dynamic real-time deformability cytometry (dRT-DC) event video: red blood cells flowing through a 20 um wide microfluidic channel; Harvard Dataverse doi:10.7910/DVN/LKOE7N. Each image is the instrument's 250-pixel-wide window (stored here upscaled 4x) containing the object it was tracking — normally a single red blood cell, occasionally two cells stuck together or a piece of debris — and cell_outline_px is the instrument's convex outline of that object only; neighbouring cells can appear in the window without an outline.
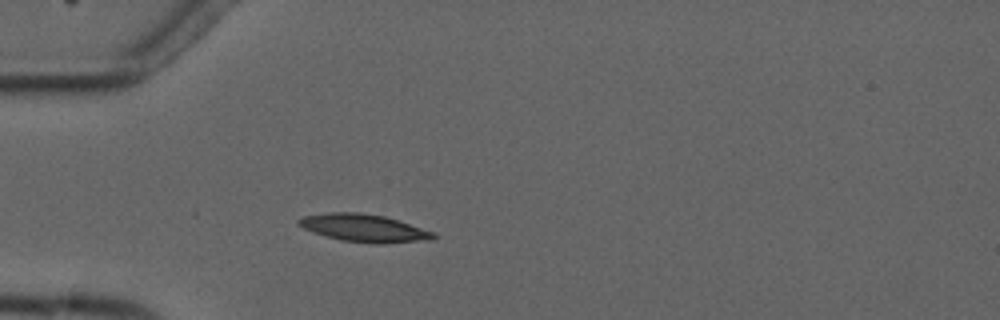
{"species": "common noctule bat (a hibernating species)", "species_latin": "Nyctalus noctula", "temperature_condition": "cold", "stored_images_in_passage": 3, "camera_frame_rate_fps": 3000, "um_per_image_px": 0.085, "animal": {"sex": "male", "forearm_length_mm": 52.5}, "frame": {"image": 1, "passage_image": 3, "time_ms": 2.333, "image_size_px": [1000, 320], "cell_outline_px": [[436, 240], [384, 244], [376, 244], [340, 240], [312, 232], [296, 224], [296, 220], [304, 216], [328, 212], [360, 212], [384, 216], [436, 232]], "centroid_in_image_um": [30.98, 19.39], "position_along_channel_um": 54.0, "area_um2": 22.08}}